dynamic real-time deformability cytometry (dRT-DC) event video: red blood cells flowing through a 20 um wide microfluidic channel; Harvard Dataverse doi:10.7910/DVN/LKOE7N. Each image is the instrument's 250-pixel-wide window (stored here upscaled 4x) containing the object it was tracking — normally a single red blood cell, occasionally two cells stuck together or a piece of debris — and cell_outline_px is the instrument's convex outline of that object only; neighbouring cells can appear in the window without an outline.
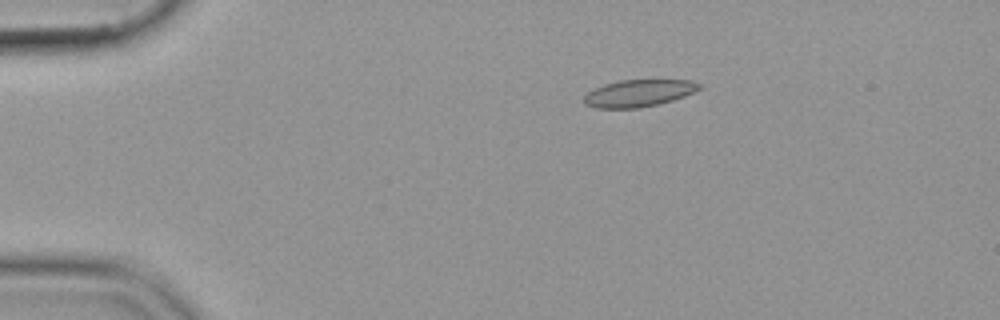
{"species": "common noctule bat (a hibernating species)", "species_latin": "Nyctalus noctula", "temperature_condition": "cold", "stored_images_in_passage": 45, "camera_frame_rate_fps": 3000, "um_per_image_px": 0.085, "animal": {"sex": "female", "body_mass_g": 19.9}, "frame": {"image": 1, "passage_image": 1, "time_ms": 0.0, "image_size_px": [1000, 320], "cell_outline_px": [[700, 88], [684, 96], [672, 100], [640, 108], [596, 108], [584, 104], [584, 96], [588, 92], [604, 84], [620, 80], [692, 80], [700, 84]], "centroid_in_image_um": [54.26, 7.92], "position_along_channel_um": 30.7, "area_um2": 17.98}}
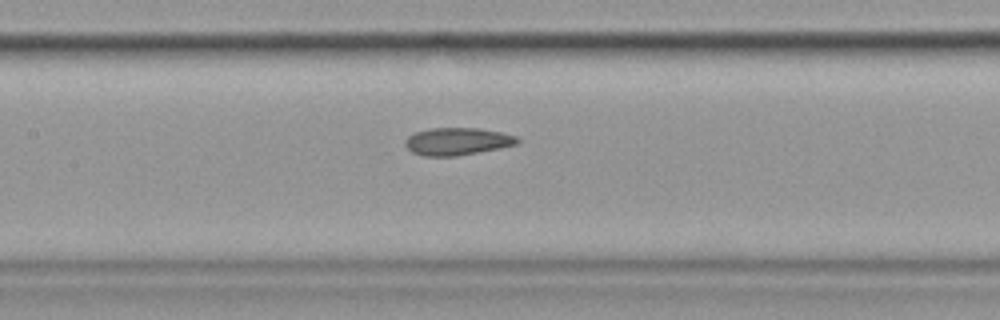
{"frame": {"image": 2, "passage_image": 17, "time_ms": 5.333, "image_size_px": [1000, 320], "cell_outline_px": [[520, 140], [516, 144], [500, 148], [456, 156], [424, 156], [412, 152], [404, 144], [404, 140], [408, 136], [416, 132], [432, 128], [480, 128], [500, 132], [516, 136]], "centroid_in_image_um": [38.85, 12.02], "position_along_channel_um": 168.5, "area_um2": 17.86}}
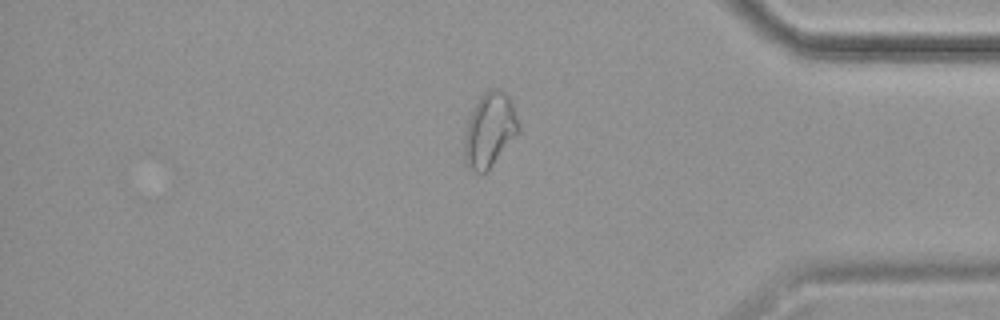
{"frame": {"image": 3, "passage_image": 37, "time_ms": 12.0, "image_size_px": [1000, 320], "cell_outline_px": [[520, 132], [492, 164], [484, 172], [476, 172], [464, 160], [464, 136], [468, 120], [480, 96], [484, 92], [492, 88], [500, 88], [508, 92], [520, 124]], "centroid_in_image_um": [41.65, 10.98], "position_along_channel_um": 393.5, "area_um2": 23.35}}